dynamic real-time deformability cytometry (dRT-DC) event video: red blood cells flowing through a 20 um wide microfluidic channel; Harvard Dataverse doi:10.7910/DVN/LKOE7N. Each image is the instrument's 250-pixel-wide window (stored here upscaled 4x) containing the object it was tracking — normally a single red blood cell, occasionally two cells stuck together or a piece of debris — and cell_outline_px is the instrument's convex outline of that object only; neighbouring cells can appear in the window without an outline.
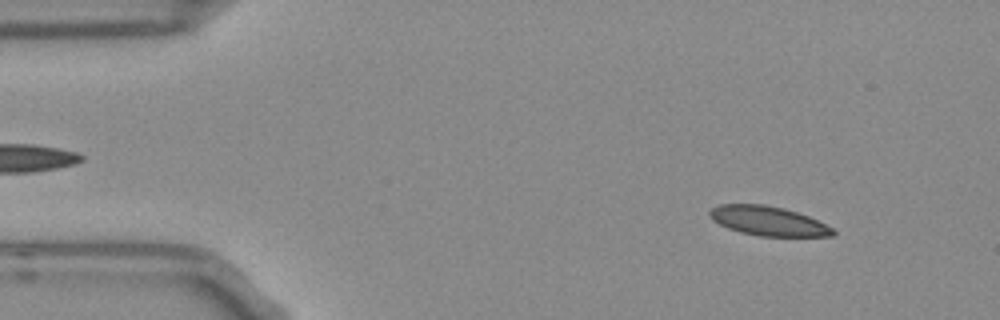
{"species": "Egyptian fruit bat (a non-hibernating species)", "species_latin": "Rousettus aegyptiacus", "temperature_condition": "room temperature", "stored_images_in_passage": 53, "camera_frame_rate_fps": 3000, "um_per_image_px": 0.085, "frame": {"image": 1, "passage_image": 5, "time_ms": 1.333, "image_size_px": [1000, 320], "cell_outline_px": [[836, 232], [832, 236], [760, 236], [740, 232], [728, 228], [712, 220], [708, 216], [708, 212], [712, 208], [720, 204], [764, 204], [784, 208], [808, 216], [832, 228]], "centroid_in_image_um": [65.25, 18.77], "position_along_channel_um": 19.7, "area_um2": 20.98}}
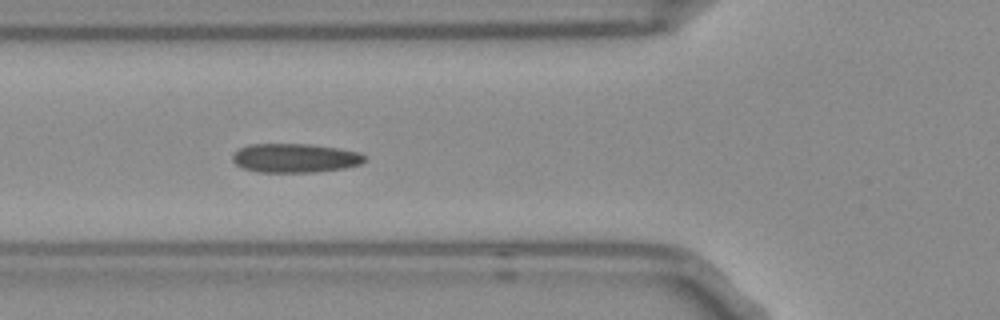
{"frame": {"image": 2, "passage_image": 18, "time_ms": 5.667, "image_size_px": [1000, 320], "cell_outline_px": [[364, 160], [360, 164], [344, 168], [312, 172], [256, 172], [244, 168], [236, 164], [232, 160], [232, 156], [240, 148], [248, 144], [308, 144], [340, 148], [360, 152], [364, 156]], "centroid_in_image_um": [25.07, 13.43], "position_along_channel_um": 100.7, "area_um2": 22.25}}
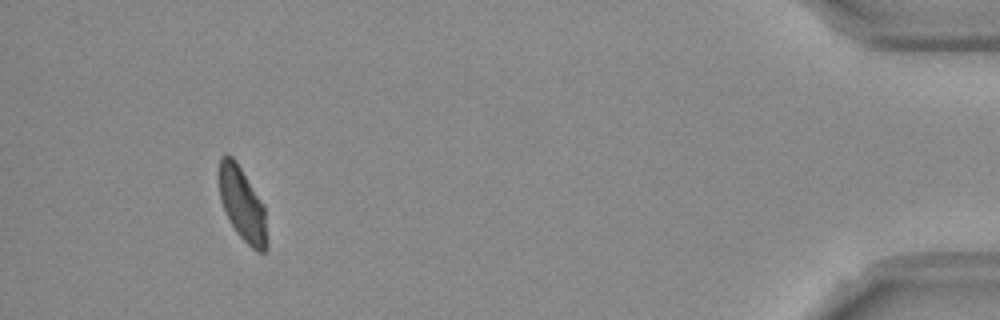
{"frame": {"image": 3, "passage_image": 49, "time_ms": 16.0, "image_size_px": [1000, 320], "cell_outline_px": [[268, 248], [264, 252], [260, 252], [252, 248], [236, 232], [228, 220], [220, 200], [220, 156], [224, 152], [228, 152], [236, 160], [264, 204], [268, 240]], "centroid_in_image_um": [20.62, 17.36], "position_along_channel_um": 414.6, "area_um2": 20.81}, "authors_computed_cell_mechanics": {"area_um2": 21.8484, "velocity_mm_per_s": 3.7228, "shape_relaxation_time_tau1_ms": 9.5597, "shape_relaxation_time_tau2_ms": 1.709, "deformation_change_tau1": 0.1634, "deformation_change_tau2": 0.0749}}